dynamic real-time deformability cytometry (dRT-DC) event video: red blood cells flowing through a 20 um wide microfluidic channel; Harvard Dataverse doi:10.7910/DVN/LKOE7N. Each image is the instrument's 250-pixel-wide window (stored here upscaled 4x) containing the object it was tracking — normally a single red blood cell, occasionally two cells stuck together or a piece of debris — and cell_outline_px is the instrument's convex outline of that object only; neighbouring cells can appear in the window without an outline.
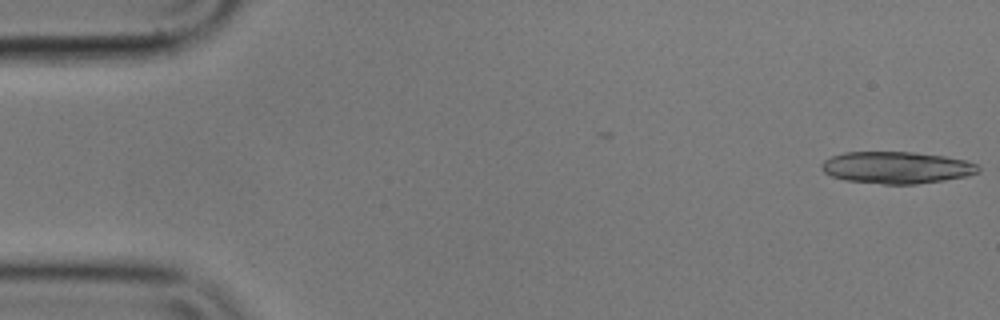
{"species": "common noctule bat (a hibernating species)", "species_latin": "Nyctalus noctula", "temperature_condition": "cold", "stored_images_in_passage": 2, "camera_frame_rate_fps": 3000, "um_per_image_px": 0.085, "animal": {"sex": "male", "body_mass_g": 17.9}, "frame": {"image": 1, "passage_image": 2, "time_ms": 0.333, "image_size_px": [1000, 320], "cell_outline_px": [[980, 172], [968, 176], [944, 180], [916, 184], [884, 184], [844, 180], [832, 176], [824, 172], [820, 168], [820, 164], [824, 160], [832, 156], [844, 152], [916, 152], [944, 156], [964, 160], [976, 164], [980, 168]], "centroid_in_image_um": [76.2, 14.24], "position_along_channel_um": 8.8, "area_um2": 29.25}}